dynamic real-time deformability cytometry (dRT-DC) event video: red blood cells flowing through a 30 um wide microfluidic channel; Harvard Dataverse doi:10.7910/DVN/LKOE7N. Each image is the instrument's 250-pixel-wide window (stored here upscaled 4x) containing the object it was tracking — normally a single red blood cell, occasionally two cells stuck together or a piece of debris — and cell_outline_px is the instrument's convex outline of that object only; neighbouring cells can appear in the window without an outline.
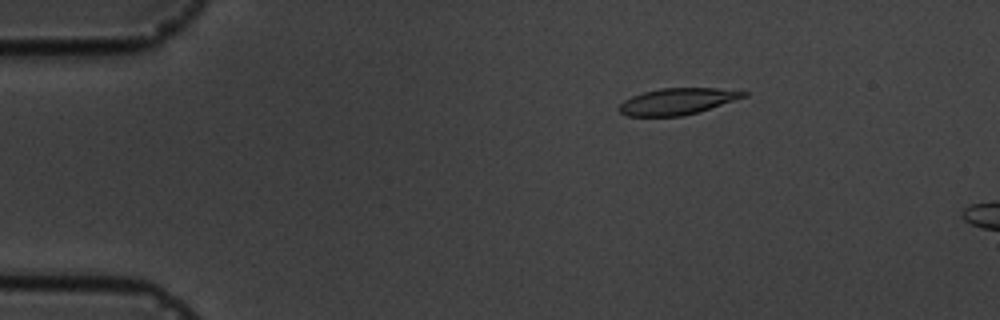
{"species": "common noctule bat (a hibernating species)", "species_latin": "Nyctalus noctula", "temperature_condition": "cold", "stored_images_in_passage": 5, "camera_frame_rate_fps": 3000, "um_per_image_px": 0.085, "animal": {"sex": "male", "body_mass_g": 19.5, "forearm_length_mm": 54.6}, "frame": {"image": 1, "passage_image": 3, "time_ms": 2.333, "image_size_px": [1000, 320], "cell_outline_px": [[748, 96], [696, 112], [680, 116], [628, 116], [620, 112], [620, 104], [624, 100], [632, 96], [644, 92], [660, 88], [716, 88], [748, 92]], "centroid_in_image_um": [57.57, 8.61], "position_along_channel_um": 27.4, "area_um2": 18.84}}